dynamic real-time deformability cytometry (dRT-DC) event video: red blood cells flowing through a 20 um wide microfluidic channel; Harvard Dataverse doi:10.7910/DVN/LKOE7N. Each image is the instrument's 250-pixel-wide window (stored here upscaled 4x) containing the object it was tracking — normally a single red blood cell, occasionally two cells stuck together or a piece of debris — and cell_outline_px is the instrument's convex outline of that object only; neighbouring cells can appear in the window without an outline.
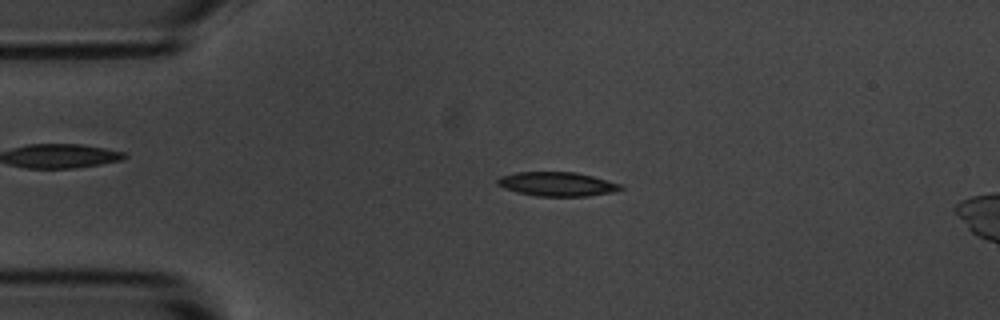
{"species": "common noctule bat (a hibernating species)", "species_latin": "Nyctalus noctula", "temperature_condition": "room temperature", "stored_images_in_passage": 54, "camera_frame_rate_fps": 3000, "um_per_image_px": 0.085, "animal": {"sex": "male", "body_mass_g": 20.1, "forearm_length_mm": 53.5}, "frame": {"image": 1, "passage_image": 11, "time_ms": 3.333, "image_size_px": [1000, 320], "cell_outline_px": [[624, 188], [612, 192], [588, 196], [536, 196], [516, 192], [504, 188], [496, 184], [496, 180], [500, 176], [516, 172], [576, 172], [624, 184]], "centroid_in_image_um": [47.36, 15.64], "position_along_channel_um": 37.6, "area_um2": 17.46}}
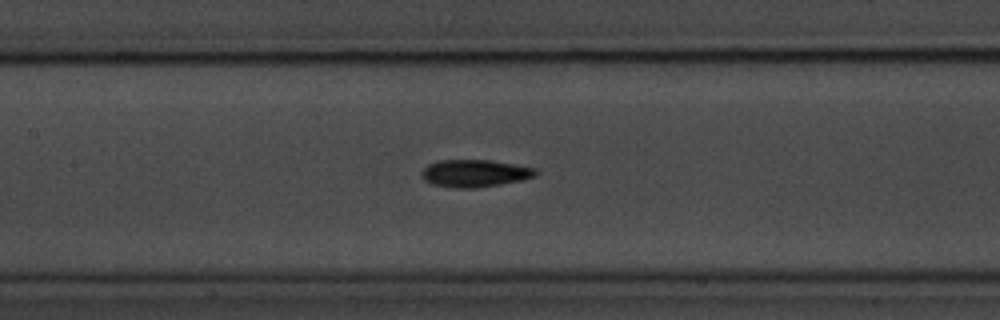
{"frame": {"image": 2, "passage_image": 24, "time_ms": 7.667, "image_size_px": [1000, 320], "cell_outline_px": [[536, 176], [524, 180], [476, 188], [452, 188], [432, 184], [424, 180], [420, 172], [428, 164], [440, 160], [488, 160], [536, 168]], "centroid_in_image_um": [40.33, 14.74], "position_along_channel_um": 167.1, "area_um2": 18.21}}
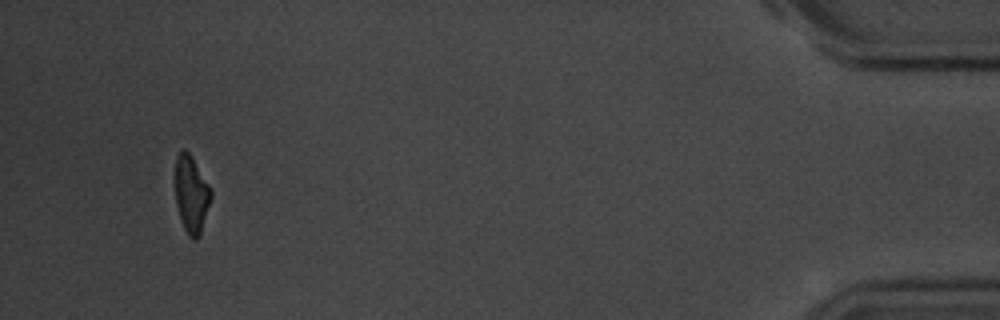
{"frame": {"image": 3, "passage_image": 51, "time_ms": 16.667, "image_size_px": [1000, 320], "cell_outline_px": [[212, 196], [200, 236], [196, 240], [192, 240], [188, 236], [184, 228], [176, 204], [176, 156], [180, 148], [184, 148], [192, 156], [208, 184], [212, 192]], "centroid_in_image_um": [16.27, 16.51], "position_along_channel_um": 418.9, "area_um2": 16.07}, "authors_computed_cell_mechanics": {"area_um2": 17.3111, "velocity_mm_per_s": 3.6363, "shape_relaxation_time_tau1_ms": 2.7432, "shape_relaxation_time_tau2_ms": 2.8149, "deformation_change_tau1": 0.1745, "deformation_change_tau2": 0.105}}